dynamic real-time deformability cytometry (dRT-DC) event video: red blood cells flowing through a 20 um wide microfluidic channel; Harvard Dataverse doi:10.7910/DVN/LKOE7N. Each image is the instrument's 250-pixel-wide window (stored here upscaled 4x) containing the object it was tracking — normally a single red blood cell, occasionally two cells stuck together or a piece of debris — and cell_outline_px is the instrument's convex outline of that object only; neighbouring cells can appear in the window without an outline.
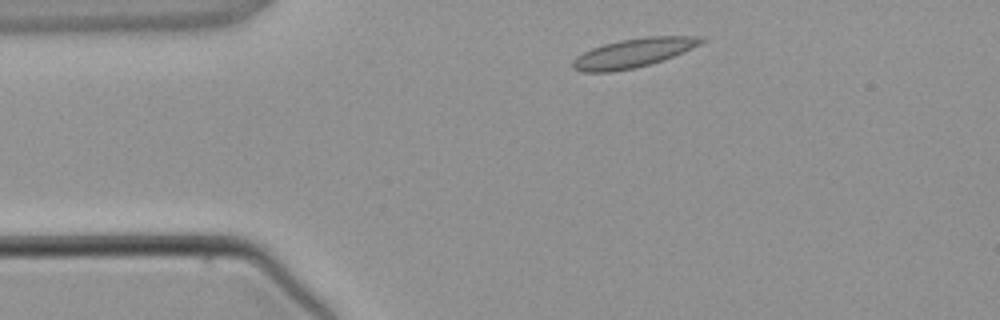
{"species": "common noctule bat (a hibernating species)", "species_latin": "Nyctalus noctula", "temperature_condition": "warm", "stored_images_in_passage": 2, "camera_frame_rate_fps": 3000, "um_per_image_px": 0.085, "animal": {"sex": "male", "body_mass_g": 21.5, "forearm_length_mm": 52.0}, "frame": {"image": 1, "passage_image": 1, "time_ms": 0.0, "image_size_px": [1000, 320], "cell_outline_px": [[704, 40], [700, 44], [692, 48], [664, 60], [636, 68], [612, 72], [584, 72], [572, 68], [572, 60], [576, 56], [592, 48], [604, 44], [620, 40], [644, 36], [704, 36]], "centroid_in_image_um": [53.82, 4.5], "position_along_channel_um": 31.2, "area_um2": 21.79}}